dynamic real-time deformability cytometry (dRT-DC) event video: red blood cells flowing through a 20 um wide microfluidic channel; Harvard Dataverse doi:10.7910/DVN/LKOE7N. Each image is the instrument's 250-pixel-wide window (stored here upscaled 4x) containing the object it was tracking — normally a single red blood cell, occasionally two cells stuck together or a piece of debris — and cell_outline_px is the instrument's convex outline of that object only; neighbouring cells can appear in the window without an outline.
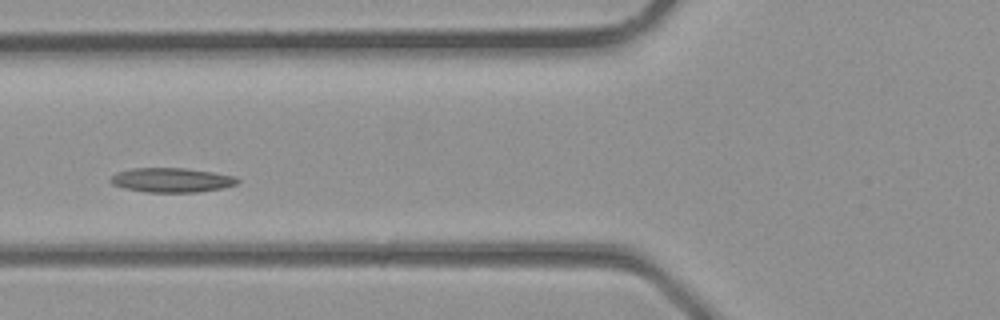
{"species": "common noctule bat (a hibernating species)", "species_latin": "Nyctalus noctula", "temperature_condition": "room temperature", "stored_images_in_passage": 2, "camera_frame_rate_fps": 3000, "um_per_image_px": 0.085, "animal": {"sex": "male", "body_mass_g": 23.1, "forearm_length_mm": 52.7}, "frame": {"image": 1, "passage_image": 2, "time_ms": 0.333, "image_size_px": [1000, 320], "cell_outline_px": [[240, 180], [236, 184], [224, 188], [196, 192], [148, 192], [124, 188], [112, 184], [108, 180], [116, 172], [132, 168], [184, 168], [212, 172], [236, 176]], "centroid_in_image_um": [14.58, 15.3], "position_along_channel_um": 111.2, "area_um2": 18.09}}